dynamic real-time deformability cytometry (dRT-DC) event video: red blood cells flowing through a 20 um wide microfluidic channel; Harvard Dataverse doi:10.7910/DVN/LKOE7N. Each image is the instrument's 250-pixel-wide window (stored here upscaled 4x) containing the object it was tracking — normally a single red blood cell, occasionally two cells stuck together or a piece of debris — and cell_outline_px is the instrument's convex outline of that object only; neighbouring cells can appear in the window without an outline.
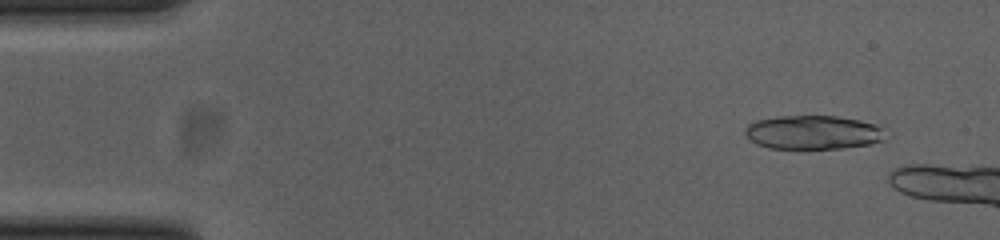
{"species": "common noctule bat (a hibernating species)", "species_latin": "Nyctalus noctula", "temperature_condition": "cold", "stored_images_in_passage": 10, "camera_frame_rate_fps": 3000, "um_per_image_px": 0.085, "animal": {"sex": "female", "body_mass_g": 23.0, "forearm_length_mm": 53.4}, "frame": {"image": 1, "passage_image": 4, "time_ms": 1.0, "image_size_px": [1000, 240], "cell_outline_px": [[884, 140], [868, 144], [840, 148], [768, 148], [756, 144], [744, 136], [744, 128], [748, 124], [756, 120], [776, 116], [836, 116], [860, 120], [876, 124], [880, 128]], "centroid_in_image_um": [69.02, 11.24], "position_along_channel_um": 16.0, "area_um2": 27.63}}